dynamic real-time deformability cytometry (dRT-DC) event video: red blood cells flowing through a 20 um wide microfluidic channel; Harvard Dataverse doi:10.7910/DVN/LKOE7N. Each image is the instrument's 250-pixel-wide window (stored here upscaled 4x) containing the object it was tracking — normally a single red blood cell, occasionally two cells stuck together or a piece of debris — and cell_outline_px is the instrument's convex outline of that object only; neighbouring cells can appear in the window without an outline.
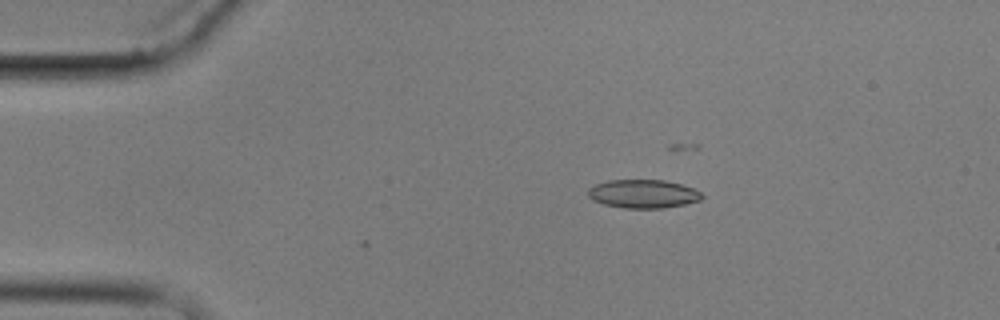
{"species": "common noctule bat (a hibernating species)", "species_latin": "Nyctalus noctula", "temperature_condition": "cold", "stored_images_in_passage": 2, "camera_frame_rate_fps": 3000, "um_per_image_px": 0.085, "animal": {"sex": "male", "body_mass_g": 17.9}, "frame": {"image": 1, "passage_image": 2, "time_ms": 1.333, "image_size_px": [1000, 320], "cell_outline_px": [[704, 196], [700, 200], [684, 204], [664, 208], [624, 208], [604, 204], [592, 200], [588, 196], [588, 188], [596, 184], [608, 180], [664, 180], [680, 184], [692, 188], [700, 192]], "centroid_in_image_um": [54.65, 16.48], "position_along_channel_um": 30.4, "area_um2": 18.84}}